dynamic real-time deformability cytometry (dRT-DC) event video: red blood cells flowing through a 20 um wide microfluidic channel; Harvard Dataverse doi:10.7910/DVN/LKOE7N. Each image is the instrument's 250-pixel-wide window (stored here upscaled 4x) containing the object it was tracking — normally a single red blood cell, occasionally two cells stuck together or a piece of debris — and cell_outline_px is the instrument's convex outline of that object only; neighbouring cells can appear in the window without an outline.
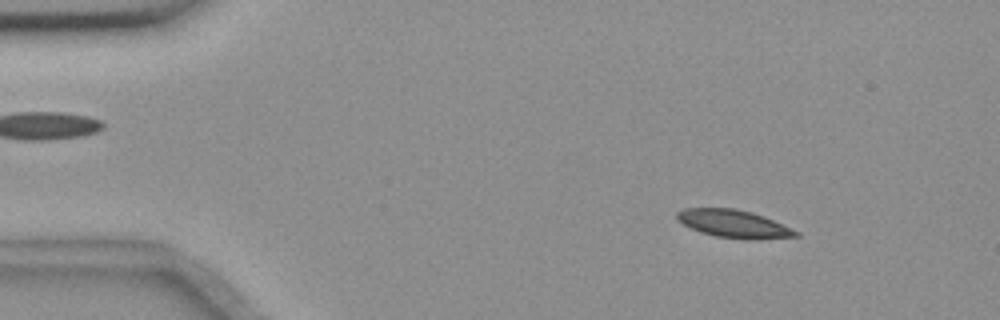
{"species": "common noctule bat (a hibernating species)", "species_latin": "Nyctalus noctula", "temperature_condition": "room temperature", "stored_images_in_passage": 4, "camera_frame_rate_fps": 3000, "um_per_image_px": 0.085, "animal": {"sex": "female", "body_mass_g": 18.4}, "frame": {"image": 1, "passage_image": 2, "time_ms": 1.333, "image_size_px": [1000, 320], "cell_outline_px": [[800, 236], [756, 240], [748, 240], [716, 236], [700, 232], [676, 220], [676, 212], [684, 208], [736, 208], [752, 212], [764, 216], [800, 232]], "centroid_in_image_um": [62.38, 19.02], "position_along_channel_um": 22.6, "area_um2": 19.42}}